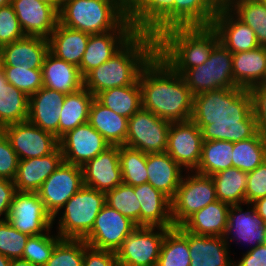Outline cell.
<instances>
[{"mask_svg": "<svg viewBox=\"0 0 266 266\" xmlns=\"http://www.w3.org/2000/svg\"><path fill=\"white\" fill-rule=\"evenodd\" d=\"M191 121L201 130L203 141L247 140L257 133L249 90L220 88L193 98Z\"/></svg>", "mask_w": 266, "mask_h": 266, "instance_id": "cell-1", "label": "cell"}, {"mask_svg": "<svg viewBox=\"0 0 266 266\" xmlns=\"http://www.w3.org/2000/svg\"><path fill=\"white\" fill-rule=\"evenodd\" d=\"M142 108L170 122L189 121L193 94L183 77L155 54L139 75Z\"/></svg>", "mask_w": 266, "mask_h": 266, "instance_id": "cell-2", "label": "cell"}, {"mask_svg": "<svg viewBox=\"0 0 266 266\" xmlns=\"http://www.w3.org/2000/svg\"><path fill=\"white\" fill-rule=\"evenodd\" d=\"M156 54V38L137 32L115 55L84 76V88L95 97L102 91L134 84Z\"/></svg>", "mask_w": 266, "mask_h": 266, "instance_id": "cell-3", "label": "cell"}, {"mask_svg": "<svg viewBox=\"0 0 266 266\" xmlns=\"http://www.w3.org/2000/svg\"><path fill=\"white\" fill-rule=\"evenodd\" d=\"M218 42L211 26L172 27L156 37V54L182 75L208 60Z\"/></svg>", "mask_w": 266, "mask_h": 266, "instance_id": "cell-4", "label": "cell"}, {"mask_svg": "<svg viewBox=\"0 0 266 266\" xmlns=\"http://www.w3.org/2000/svg\"><path fill=\"white\" fill-rule=\"evenodd\" d=\"M59 23L90 35L135 30L128 10L117 0H69L59 10Z\"/></svg>", "mask_w": 266, "mask_h": 266, "instance_id": "cell-5", "label": "cell"}, {"mask_svg": "<svg viewBox=\"0 0 266 266\" xmlns=\"http://www.w3.org/2000/svg\"><path fill=\"white\" fill-rule=\"evenodd\" d=\"M105 204V192L83 185L62 207L64 213L58 222V235L62 239L83 240Z\"/></svg>", "mask_w": 266, "mask_h": 266, "instance_id": "cell-6", "label": "cell"}, {"mask_svg": "<svg viewBox=\"0 0 266 266\" xmlns=\"http://www.w3.org/2000/svg\"><path fill=\"white\" fill-rule=\"evenodd\" d=\"M232 53L218 42L208 60L187 69L181 76L193 96L220 88H237L232 71Z\"/></svg>", "mask_w": 266, "mask_h": 266, "instance_id": "cell-7", "label": "cell"}, {"mask_svg": "<svg viewBox=\"0 0 266 266\" xmlns=\"http://www.w3.org/2000/svg\"><path fill=\"white\" fill-rule=\"evenodd\" d=\"M217 200L211 176L194 172L182 177L171 199V214L174 227L180 226L189 216Z\"/></svg>", "mask_w": 266, "mask_h": 266, "instance_id": "cell-8", "label": "cell"}, {"mask_svg": "<svg viewBox=\"0 0 266 266\" xmlns=\"http://www.w3.org/2000/svg\"><path fill=\"white\" fill-rule=\"evenodd\" d=\"M169 229L171 228L137 226L116 251L119 266H156Z\"/></svg>", "mask_w": 266, "mask_h": 266, "instance_id": "cell-9", "label": "cell"}, {"mask_svg": "<svg viewBox=\"0 0 266 266\" xmlns=\"http://www.w3.org/2000/svg\"><path fill=\"white\" fill-rule=\"evenodd\" d=\"M171 122L141 108L128 119L125 146L146 154L166 152Z\"/></svg>", "mask_w": 266, "mask_h": 266, "instance_id": "cell-10", "label": "cell"}, {"mask_svg": "<svg viewBox=\"0 0 266 266\" xmlns=\"http://www.w3.org/2000/svg\"><path fill=\"white\" fill-rule=\"evenodd\" d=\"M7 221L21 233L37 236L50 231L53 217L38 193L16 191Z\"/></svg>", "mask_w": 266, "mask_h": 266, "instance_id": "cell-11", "label": "cell"}, {"mask_svg": "<svg viewBox=\"0 0 266 266\" xmlns=\"http://www.w3.org/2000/svg\"><path fill=\"white\" fill-rule=\"evenodd\" d=\"M83 186L82 167L63 162L37 192L53 221L65 203Z\"/></svg>", "mask_w": 266, "mask_h": 266, "instance_id": "cell-12", "label": "cell"}, {"mask_svg": "<svg viewBox=\"0 0 266 266\" xmlns=\"http://www.w3.org/2000/svg\"><path fill=\"white\" fill-rule=\"evenodd\" d=\"M136 227L129 218L105 204L83 240L92 248L116 252Z\"/></svg>", "mask_w": 266, "mask_h": 266, "instance_id": "cell-13", "label": "cell"}, {"mask_svg": "<svg viewBox=\"0 0 266 266\" xmlns=\"http://www.w3.org/2000/svg\"><path fill=\"white\" fill-rule=\"evenodd\" d=\"M1 131L8 138L19 160L43 157L59 147V139L54 134L28 120L7 125Z\"/></svg>", "mask_w": 266, "mask_h": 266, "instance_id": "cell-14", "label": "cell"}, {"mask_svg": "<svg viewBox=\"0 0 266 266\" xmlns=\"http://www.w3.org/2000/svg\"><path fill=\"white\" fill-rule=\"evenodd\" d=\"M111 145L88 122L78 125L59 139L64 162L79 167Z\"/></svg>", "mask_w": 266, "mask_h": 266, "instance_id": "cell-15", "label": "cell"}, {"mask_svg": "<svg viewBox=\"0 0 266 266\" xmlns=\"http://www.w3.org/2000/svg\"><path fill=\"white\" fill-rule=\"evenodd\" d=\"M202 133L191 120L171 122L166 152L181 167L194 172L200 162Z\"/></svg>", "mask_w": 266, "mask_h": 266, "instance_id": "cell-16", "label": "cell"}, {"mask_svg": "<svg viewBox=\"0 0 266 266\" xmlns=\"http://www.w3.org/2000/svg\"><path fill=\"white\" fill-rule=\"evenodd\" d=\"M128 20L136 32L156 38L174 27V0H135L128 9Z\"/></svg>", "mask_w": 266, "mask_h": 266, "instance_id": "cell-17", "label": "cell"}, {"mask_svg": "<svg viewBox=\"0 0 266 266\" xmlns=\"http://www.w3.org/2000/svg\"><path fill=\"white\" fill-rule=\"evenodd\" d=\"M25 36L49 39L59 22V12L40 0H11Z\"/></svg>", "mask_w": 266, "mask_h": 266, "instance_id": "cell-18", "label": "cell"}, {"mask_svg": "<svg viewBox=\"0 0 266 266\" xmlns=\"http://www.w3.org/2000/svg\"><path fill=\"white\" fill-rule=\"evenodd\" d=\"M83 170V185L108 192L122 184L119 145H111L88 161Z\"/></svg>", "mask_w": 266, "mask_h": 266, "instance_id": "cell-19", "label": "cell"}, {"mask_svg": "<svg viewBox=\"0 0 266 266\" xmlns=\"http://www.w3.org/2000/svg\"><path fill=\"white\" fill-rule=\"evenodd\" d=\"M211 27L217 32L219 42L232 54L258 48L255 32L239 20L224 4L215 15Z\"/></svg>", "mask_w": 266, "mask_h": 266, "instance_id": "cell-20", "label": "cell"}, {"mask_svg": "<svg viewBox=\"0 0 266 266\" xmlns=\"http://www.w3.org/2000/svg\"><path fill=\"white\" fill-rule=\"evenodd\" d=\"M137 32L135 30H113L91 34L79 66L84 77L115 55Z\"/></svg>", "mask_w": 266, "mask_h": 266, "instance_id": "cell-21", "label": "cell"}, {"mask_svg": "<svg viewBox=\"0 0 266 266\" xmlns=\"http://www.w3.org/2000/svg\"><path fill=\"white\" fill-rule=\"evenodd\" d=\"M66 94L42 87L29 97L28 121L59 139V120Z\"/></svg>", "mask_w": 266, "mask_h": 266, "instance_id": "cell-22", "label": "cell"}, {"mask_svg": "<svg viewBox=\"0 0 266 266\" xmlns=\"http://www.w3.org/2000/svg\"><path fill=\"white\" fill-rule=\"evenodd\" d=\"M64 162L60 147L49 155L19 160L13 180L16 191L35 192L43 182Z\"/></svg>", "mask_w": 266, "mask_h": 266, "instance_id": "cell-23", "label": "cell"}, {"mask_svg": "<svg viewBox=\"0 0 266 266\" xmlns=\"http://www.w3.org/2000/svg\"><path fill=\"white\" fill-rule=\"evenodd\" d=\"M49 52V41L41 37L25 36L0 49L2 66L42 69Z\"/></svg>", "mask_w": 266, "mask_h": 266, "instance_id": "cell-24", "label": "cell"}, {"mask_svg": "<svg viewBox=\"0 0 266 266\" xmlns=\"http://www.w3.org/2000/svg\"><path fill=\"white\" fill-rule=\"evenodd\" d=\"M140 203V226L173 228L171 199L150 183L135 186Z\"/></svg>", "mask_w": 266, "mask_h": 266, "instance_id": "cell-25", "label": "cell"}, {"mask_svg": "<svg viewBox=\"0 0 266 266\" xmlns=\"http://www.w3.org/2000/svg\"><path fill=\"white\" fill-rule=\"evenodd\" d=\"M43 87L65 94L78 92L84 87V77L79 67L57 58L50 51L42 66Z\"/></svg>", "mask_w": 266, "mask_h": 266, "instance_id": "cell-26", "label": "cell"}, {"mask_svg": "<svg viewBox=\"0 0 266 266\" xmlns=\"http://www.w3.org/2000/svg\"><path fill=\"white\" fill-rule=\"evenodd\" d=\"M251 208L252 209L249 211L243 213L241 204L230 205L227 228L223 236L227 244H229L228 238L230 242L233 240V237H229L233 233L234 236L236 235L235 238H237V240L255 243L252 248H256L258 245L263 244L266 224L254 207Z\"/></svg>", "mask_w": 266, "mask_h": 266, "instance_id": "cell-27", "label": "cell"}, {"mask_svg": "<svg viewBox=\"0 0 266 266\" xmlns=\"http://www.w3.org/2000/svg\"><path fill=\"white\" fill-rule=\"evenodd\" d=\"M190 266H234L223 236H203L188 232Z\"/></svg>", "mask_w": 266, "mask_h": 266, "instance_id": "cell-28", "label": "cell"}, {"mask_svg": "<svg viewBox=\"0 0 266 266\" xmlns=\"http://www.w3.org/2000/svg\"><path fill=\"white\" fill-rule=\"evenodd\" d=\"M232 63L237 87L249 90L266 82V47L233 53Z\"/></svg>", "mask_w": 266, "mask_h": 266, "instance_id": "cell-29", "label": "cell"}, {"mask_svg": "<svg viewBox=\"0 0 266 266\" xmlns=\"http://www.w3.org/2000/svg\"><path fill=\"white\" fill-rule=\"evenodd\" d=\"M146 168L148 183L172 199L181 183L183 168L167 152L148 153Z\"/></svg>", "mask_w": 266, "mask_h": 266, "instance_id": "cell-30", "label": "cell"}, {"mask_svg": "<svg viewBox=\"0 0 266 266\" xmlns=\"http://www.w3.org/2000/svg\"><path fill=\"white\" fill-rule=\"evenodd\" d=\"M230 205L219 200L189 216L180 226L196 235L224 236Z\"/></svg>", "mask_w": 266, "mask_h": 266, "instance_id": "cell-31", "label": "cell"}, {"mask_svg": "<svg viewBox=\"0 0 266 266\" xmlns=\"http://www.w3.org/2000/svg\"><path fill=\"white\" fill-rule=\"evenodd\" d=\"M89 37L88 33L65 27L58 22L48 39L49 51L57 58L79 67Z\"/></svg>", "mask_w": 266, "mask_h": 266, "instance_id": "cell-32", "label": "cell"}, {"mask_svg": "<svg viewBox=\"0 0 266 266\" xmlns=\"http://www.w3.org/2000/svg\"><path fill=\"white\" fill-rule=\"evenodd\" d=\"M88 123L100 133L110 145H125L128 119L116 114L94 98L89 112Z\"/></svg>", "mask_w": 266, "mask_h": 266, "instance_id": "cell-33", "label": "cell"}, {"mask_svg": "<svg viewBox=\"0 0 266 266\" xmlns=\"http://www.w3.org/2000/svg\"><path fill=\"white\" fill-rule=\"evenodd\" d=\"M223 0H174V27L211 26Z\"/></svg>", "mask_w": 266, "mask_h": 266, "instance_id": "cell-34", "label": "cell"}, {"mask_svg": "<svg viewBox=\"0 0 266 266\" xmlns=\"http://www.w3.org/2000/svg\"><path fill=\"white\" fill-rule=\"evenodd\" d=\"M29 97L12 86L0 72V130L10 124L28 120Z\"/></svg>", "mask_w": 266, "mask_h": 266, "instance_id": "cell-35", "label": "cell"}, {"mask_svg": "<svg viewBox=\"0 0 266 266\" xmlns=\"http://www.w3.org/2000/svg\"><path fill=\"white\" fill-rule=\"evenodd\" d=\"M95 96L86 88L66 94L59 120V139L78 125L88 122L91 104Z\"/></svg>", "mask_w": 266, "mask_h": 266, "instance_id": "cell-36", "label": "cell"}, {"mask_svg": "<svg viewBox=\"0 0 266 266\" xmlns=\"http://www.w3.org/2000/svg\"><path fill=\"white\" fill-rule=\"evenodd\" d=\"M95 98L105 107L127 119L142 108L139 80L132 85L102 91Z\"/></svg>", "mask_w": 266, "mask_h": 266, "instance_id": "cell-37", "label": "cell"}, {"mask_svg": "<svg viewBox=\"0 0 266 266\" xmlns=\"http://www.w3.org/2000/svg\"><path fill=\"white\" fill-rule=\"evenodd\" d=\"M217 200L229 205L246 204L247 172L231 167L211 176Z\"/></svg>", "mask_w": 266, "mask_h": 266, "instance_id": "cell-38", "label": "cell"}, {"mask_svg": "<svg viewBox=\"0 0 266 266\" xmlns=\"http://www.w3.org/2000/svg\"><path fill=\"white\" fill-rule=\"evenodd\" d=\"M233 148L234 142L203 141L200 162L194 171L198 174L212 176L231 168Z\"/></svg>", "mask_w": 266, "mask_h": 266, "instance_id": "cell-39", "label": "cell"}, {"mask_svg": "<svg viewBox=\"0 0 266 266\" xmlns=\"http://www.w3.org/2000/svg\"><path fill=\"white\" fill-rule=\"evenodd\" d=\"M223 4L255 32L258 44L266 47V7L259 0H223Z\"/></svg>", "mask_w": 266, "mask_h": 266, "instance_id": "cell-40", "label": "cell"}, {"mask_svg": "<svg viewBox=\"0 0 266 266\" xmlns=\"http://www.w3.org/2000/svg\"><path fill=\"white\" fill-rule=\"evenodd\" d=\"M188 231L181 226L169 229L161 246L156 266H190Z\"/></svg>", "mask_w": 266, "mask_h": 266, "instance_id": "cell-41", "label": "cell"}, {"mask_svg": "<svg viewBox=\"0 0 266 266\" xmlns=\"http://www.w3.org/2000/svg\"><path fill=\"white\" fill-rule=\"evenodd\" d=\"M232 167L250 172L266 160V138L259 132L253 137L234 142Z\"/></svg>", "mask_w": 266, "mask_h": 266, "instance_id": "cell-42", "label": "cell"}, {"mask_svg": "<svg viewBox=\"0 0 266 266\" xmlns=\"http://www.w3.org/2000/svg\"><path fill=\"white\" fill-rule=\"evenodd\" d=\"M119 160L124 184L134 187L148 182L146 153L125 145H119Z\"/></svg>", "mask_w": 266, "mask_h": 266, "instance_id": "cell-43", "label": "cell"}, {"mask_svg": "<svg viewBox=\"0 0 266 266\" xmlns=\"http://www.w3.org/2000/svg\"><path fill=\"white\" fill-rule=\"evenodd\" d=\"M106 204L140 226V203L135 195V186L124 183L105 193Z\"/></svg>", "mask_w": 266, "mask_h": 266, "instance_id": "cell-44", "label": "cell"}, {"mask_svg": "<svg viewBox=\"0 0 266 266\" xmlns=\"http://www.w3.org/2000/svg\"><path fill=\"white\" fill-rule=\"evenodd\" d=\"M6 80L28 97L43 87L42 69L2 66Z\"/></svg>", "mask_w": 266, "mask_h": 266, "instance_id": "cell-45", "label": "cell"}, {"mask_svg": "<svg viewBox=\"0 0 266 266\" xmlns=\"http://www.w3.org/2000/svg\"><path fill=\"white\" fill-rule=\"evenodd\" d=\"M47 231L45 234L30 236L27 240L26 246L23 251V259L27 260L34 266H45L50 259L55 246L62 240L57 235H49Z\"/></svg>", "mask_w": 266, "mask_h": 266, "instance_id": "cell-46", "label": "cell"}, {"mask_svg": "<svg viewBox=\"0 0 266 266\" xmlns=\"http://www.w3.org/2000/svg\"><path fill=\"white\" fill-rule=\"evenodd\" d=\"M87 247L84 240L62 239L45 266H82Z\"/></svg>", "mask_w": 266, "mask_h": 266, "instance_id": "cell-47", "label": "cell"}, {"mask_svg": "<svg viewBox=\"0 0 266 266\" xmlns=\"http://www.w3.org/2000/svg\"><path fill=\"white\" fill-rule=\"evenodd\" d=\"M29 235L15 229L7 220L0 221V254L10 260L23 259Z\"/></svg>", "mask_w": 266, "mask_h": 266, "instance_id": "cell-48", "label": "cell"}, {"mask_svg": "<svg viewBox=\"0 0 266 266\" xmlns=\"http://www.w3.org/2000/svg\"><path fill=\"white\" fill-rule=\"evenodd\" d=\"M24 37L12 5L0 7V44L4 46Z\"/></svg>", "mask_w": 266, "mask_h": 266, "instance_id": "cell-49", "label": "cell"}, {"mask_svg": "<svg viewBox=\"0 0 266 266\" xmlns=\"http://www.w3.org/2000/svg\"><path fill=\"white\" fill-rule=\"evenodd\" d=\"M246 204L266 196V160L253 171L247 172Z\"/></svg>", "mask_w": 266, "mask_h": 266, "instance_id": "cell-50", "label": "cell"}, {"mask_svg": "<svg viewBox=\"0 0 266 266\" xmlns=\"http://www.w3.org/2000/svg\"><path fill=\"white\" fill-rule=\"evenodd\" d=\"M19 158L8 138L0 130V178L14 180Z\"/></svg>", "mask_w": 266, "mask_h": 266, "instance_id": "cell-51", "label": "cell"}, {"mask_svg": "<svg viewBox=\"0 0 266 266\" xmlns=\"http://www.w3.org/2000/svg\"><path fill=\"white\" fill-rule=\"evenodd\" d=\"M257 132L266 138V82L249 89Z\"/></svg>", "mask_w": 266, "mask_h": 266, "instance_id": "cell-52", "label": "cell"}, {"mask_svg": "<svg viewBox=\"0 0 266 266\" xmlns=\"http://www.w3.org/2000/svg\"><path fill=\"white\" fill-rule=\"evenodd\" d=\"M82 266H119L116 252L88 246L84 251Z\"/></svg>", "mask_w": 266, "mask_h": 266, "instance_id": "cell-53", "label": "cell"}, {"mask_svg": "<svg viewBox=\"0 0 266 266\" xmlns=\"http://www.w3.org/2000/svg\"><path fill=\"white\" fill-rule=\"evenodd\" d=\"M15 193L16 187L13 180L0 178V217L2 214L4 215V218H1L0 221L8 219L10 206Z\"/></svg>", "mask_w": 266, "mask_h": 266, "instance_id": "cell-54", "label": "cell"}, {"mask_svg": "<svg viewBox=\"0 0 266 266\" xmlns=\"http://www.w3.org/2000/svg\"><path fill=\"white\" fill-rule=\"evenodd\" d=\"M234 266H266V246L258 245L247 251L240 261L234 263Z\"/></svg>", "mask_w": 266, "mask_h": 266, "instance_id": "cell-55", "label": "cell"}, {"mask_svg": "<svg viewBox=\"0 0 266 266\" xmlns=\"http://www.w3.org/2000/svg\"><path fill=\"white\" fill-rule=\"evenodd\" d=\"M256 212L262 217L263 222L266 224V196L260 198L252 203Z\"/></svg>", "mask_w": 266, "mask_h": 266, "instance_id": "cell-56", "label": "cell"}, {"mask_svg": "<svg viewBox=\"0 0 266 266\" xmlns=\"http://www.w3.org/2000/svg\"><path fill=\"white\" fill-rule=\"evenodd\" d=\"M10 266H34L24 259H13L11 260Z\"/></svg>", "mask_w": 266, "mask_h": 266, "instance_id": "cell-57", "label": "cell"}, {"mask_svg": "<svg viewBox=\"0 0 266 266\" xmlns=\"http://www.w3.org/2000/svg\"><path fill=\"white\" fill-rule=\"evenodd\" d=\"M69 0H53V7L59 12L60 8Z\"/></svg>", "mask_w": 266, "mask_h": 266, "instance_id": "cell-58", "label": "cell"}, {"mask_svg": "<svg viewBox=\"0 0 266 266\" xmlns=\"http://www.w3.org/2000/svg\"><path fill=\"white\" fill-rule=\"evenodd\" d=\"M11 260L0 254V266H10Z\"/></svg>", "mask_w": 266, "mask_h": 266, "instance_id": "cell-59", "label": "cell"}, {"mask_svg": "<svg viewBox=\"0 0 266 266\" xmlns=\"http://www.w3.org/2000/svg\"><path fill=\"white\" fill-rule=\"evenodd\" d=\"M117 1L128 10L133 5L135 0H117Z\"/></svg>", "mask_w": 266, "mask_h": 266, "instance_id": "cell-60", "label": "cell"}, {"mask_svg": "<svg viewBox=\"0 0 266 266\" xmlns=\"http://www.w3.org/2000/svg\"><path fill=\"white\" fill-rule=\"evenodd\" d=\"M11 4V0H0V7Z\"/></svg>", "mask_w": 266, "mask_h": 266, "instance_id": "cell-61", "label": "cell"}, {"mask_svg": "<svg viewBox=\"0 0 266 266\" xmlns=\"http://www.w3.org/2000/svg\"><path fill=\"white\" fill-rule=\"evenodd\" d=\"M53 6V0H40Z\"/></svg>", "mask_w": 266, "mask_h": 266, "instance_id": "cell-62", "label": "cell"}, {"mask_svg": "<svg viewBox=\"0 0 266 266\" xmlns=\"http://www.w3.org/2000/svg\"><path fill=\"white\" fill-rule=\"evenodd\" d=\"M263 244L266 246V225H265V234H264Z\"/></svg>", "mask_w": 266, "mask_h": 266, "instance_id": "cell-63", "label": "cell"}, {"mask_svg": "<svg viewBox=\"0 0 266 266\" xmlns=\"http://www.w3.org/2000/svg\"><path fill=\"white\" fill-rule=\"evenodd\" d=\"M259 1H260V3H261L263 6L266 7V0H259Z\"/></svg>", "mask_w": 266, "mask_h": 266, "instance_id": "cell-64", "label": "cell"}, {"mask_svg": "<svg viewBox=\"0 0 266 266\" xmlns=\"http://www.w3.org/2000/svg\"><path fill=\"white\" fill-rule=\"evenodd\" d=\"M2 71L1 57H0V72Z\"/></svg>", "mask_w": 266, "mask_h": 266, "instance_id": "cell-65", "label": "cell"}]
</instances>
